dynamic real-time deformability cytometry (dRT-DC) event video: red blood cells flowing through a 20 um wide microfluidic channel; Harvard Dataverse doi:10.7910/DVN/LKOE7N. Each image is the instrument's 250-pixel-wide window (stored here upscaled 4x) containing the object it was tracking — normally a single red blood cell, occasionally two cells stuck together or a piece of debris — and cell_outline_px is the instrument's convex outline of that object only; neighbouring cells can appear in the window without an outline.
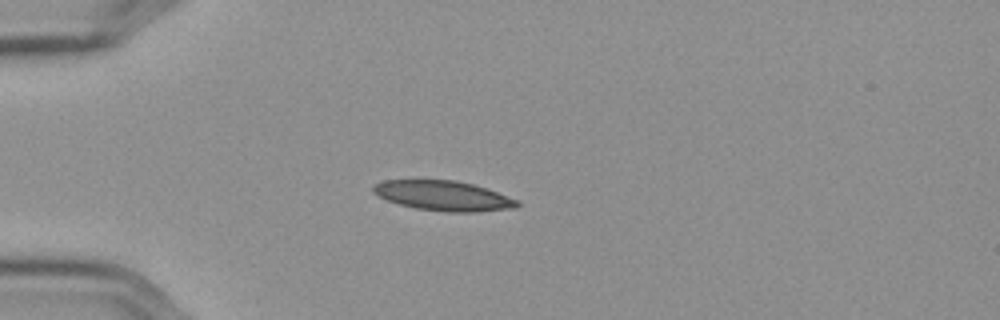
{"species": "Egyptian fruit bat (a non-hibernating species)", "species_latin": "Rousettus aegyptiacus", "temperature_condition": "cold", "stored_images_in_passage": 42, "camera_frame_rate_fps": 3000, "um_per_image_px": 0.085, "frame": {"image": 1, "passage_image": 1, "time_ms": 0.0, "image_size_px": [1000, 320], "cell_outline_px": [[520, 204], [516, 208], [476, 212], [448, 212], [416, 208], [400, 204], [388, 200], [372, 192], [372, 184], [384, 180], [456, 180], [488, 188], [520, 200]], "centroid_in_image_um": [37.73, 16.63], "position_along_channel_um": 47.3, "area_um2": 25.26}}
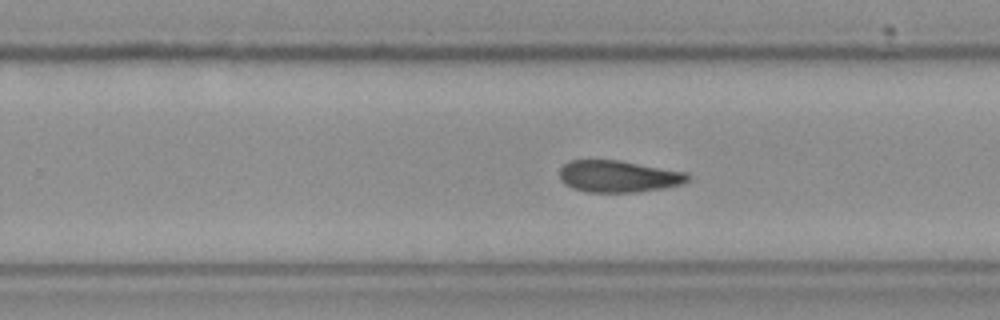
{"frame": {"image": 2, "passage_image": 22, "time_ms": 7.0, "image_size_px": [1000, 320], "cell_outline_px": [[692, 180], [684, 184], [664, 188], [636, 192], [588, 192], [572, 188], [564, 184], [560, 176], [560, 168], [568, 160], [620, 160], [688, 172], [692, 176]], "centroid_in_image_um": [52.63, 14.99], "position_along_channel_um": 277.2, "area_um2": 24.16}}
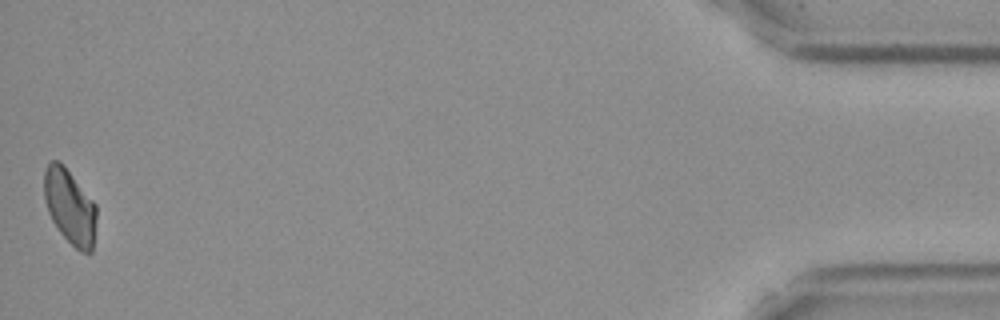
{"frame": {"image": 3, "passage_image": 42, "time_ms": 13.667, "image_size_px": [1000, 320], "cell_outline_px": [[96, 220], [92, 252], [80, 252], [60, 232], [52, 220], [48, 212], [44, 200], [44, 168], [52, 160], [60, 160], [64, 164], [96, 204]], "centroid_in_image_um": [5.93, 17.52], "position_along_channel_um": 429.3, "area_um2": 22.95}}